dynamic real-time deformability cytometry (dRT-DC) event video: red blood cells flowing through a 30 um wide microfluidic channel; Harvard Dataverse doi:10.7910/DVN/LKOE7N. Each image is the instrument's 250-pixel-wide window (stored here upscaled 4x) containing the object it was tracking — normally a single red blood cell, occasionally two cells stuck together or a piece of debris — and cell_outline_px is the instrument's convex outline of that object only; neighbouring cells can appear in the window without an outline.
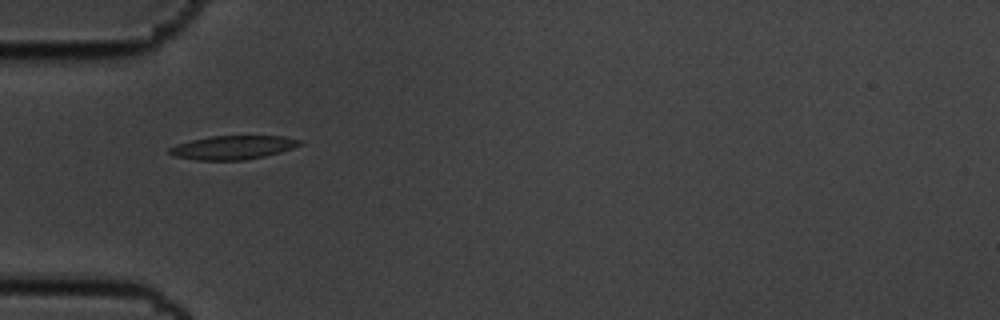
{"species": "common noctule bat (a hibernating species)", "species_latin": "Nyctalus noctula", "temperature_condition": "cold", "stored_images_in_passage": 40, "camera_frame_rate_fps": 3000, "um_per_image_px": 0.085, "animal": {"sex": "male", "body_mass_g": 19.5, "forearm_length_mm": 54.6}, "frame": {"image": 1, "passage_image": 1, "time_ms": 0.0, "image_size_px": [1000, 320], "cell_outline_px": [[300, 144], [292, 148], [280, 152], [264, 156], [244, 160], [196, 160], [176, 156], [168, 152], [168, 148], [176, 144], [192, 140], [212, 136], [284, 136], [300, 140]], "centroid_in_image_um": [19.77, 12.53], "position_along_channel_um": 65.2, "area_um2": 17.8}}
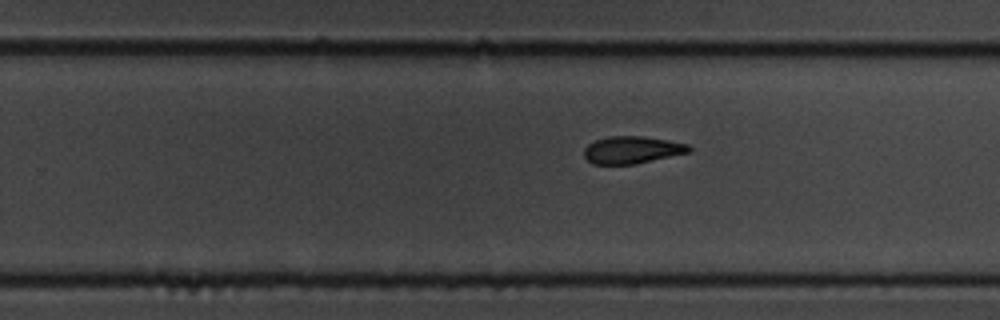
{"frame": {"image": 2, "passage_image": 19, "time_ms": 6.0, "image_size_px": [1000, 320], "cell_outline_px": [[692, 148], [688, 152], [636, 164], [592, 164], [584, 156], [584, 148], [588, 144], [596, 140], [608, 136], [644, 136], [668, 140], [688, 144]], "centroid_in_image_um": [53.7, 12.73], "position_along_channel_um": 276.1, "area_um2": 16.65}}
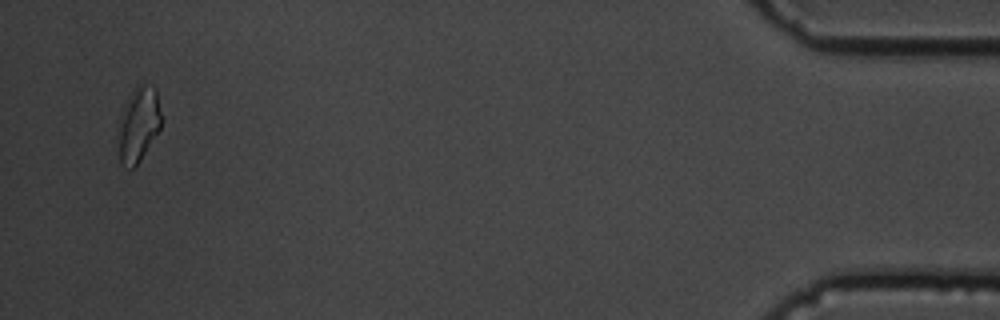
{"frame": {"image": 3, "passage_image": 38, "time_ms": 12.333, "image_size_px": [1000, 320], "cell_outline_px": [[164, 120], [160, 128], [140, 160], [132, 168], [120, 164], [120, 116], [128, 96], [140, 84], [144, 84], [156, 88]], "centroid_in_image_um": [11.83, 10.53], "position_along_channel_um": 423.4, "area_um2": 18.44}, "authors_computed_cell_mechanics": {"area_um2": 17.1955, "velocity_mm_per_s": 3.541, "shape_relaxation_time_tau1_ms": 5.4772, "shape_relaxation_time_tau2_ms": null, "deformation_change_tau1": 0.1432, "deformation_change_tau2": null}}